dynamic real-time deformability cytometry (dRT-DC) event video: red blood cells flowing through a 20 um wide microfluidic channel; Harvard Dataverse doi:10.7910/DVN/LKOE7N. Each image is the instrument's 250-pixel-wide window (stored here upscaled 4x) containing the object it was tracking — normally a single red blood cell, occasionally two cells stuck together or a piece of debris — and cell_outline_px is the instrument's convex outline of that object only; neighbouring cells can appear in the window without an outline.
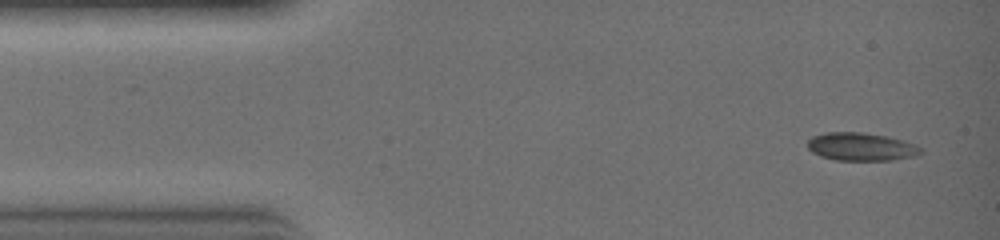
{"species": "common noctule bat (a hibernating species)", "species_latin": "Nyctalus noctula", "temperature_condition": "warm", "stored_images_in_passage": 23, "camera_frame_rate_fps": 3000, "um_per_image_px": 0.085, "animal": {"sex": "female", "body_mass_g": 19.0, "forearm_length_mm": 51.5}, "frame": {"image": 1, "passage_image": 1, "time_ms": 0.0, "image_size_px": [1000, 240], "cell_outline_px": [[924, 152], [916, 156], [892, 160], [836, 160], [820, 156], [812, 152], [808, 148], [808, 140], [812, 136], [824, 132], [860, 132], [888, 136], [916, 144], [924, 148]], "centroid_in_image_um": [73.23, 12.47], "position_along_channel_um": 11.8, "area_um2": 18.73}}
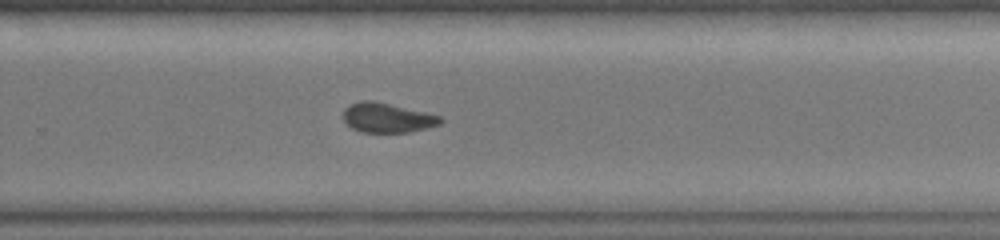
{"frame": {"image": 2, "passage_image": 19, "time_ms": 6.0, "image_size_px": [1000, 240], "cell_outline_px": [[444, 120], [440, 124], [408, 132], [360, 132], [352, 128], [344, 120], [344, 108], [348, 104], [360, 100], [372, 100], [424, 112], [440, 116]], "centroid_in_image_um": [32.87, 10.0], "position_along_channel_um": 296.9, "area_um2": 16.59}}
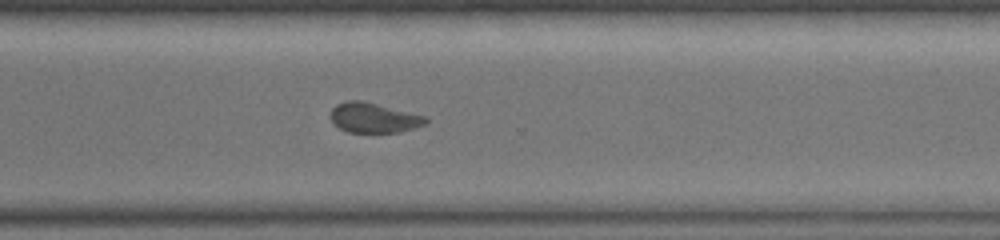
{"frame": {"image": 3, "passage_image": 21, "time_ms": 6.667, "image_size_px": [1000, 240], "cell_outline_px": [[428, 124], [396, 132], [348, 132], [340, 128], [332, 120], [332, 108], [336, 104], [348, 100], [360, 100], [424, 116], [428, 120]], "centroid_in_image_um": [31.76, 10.01], "position_along_channel_um": 338.8, "area_um2": 16.13}}